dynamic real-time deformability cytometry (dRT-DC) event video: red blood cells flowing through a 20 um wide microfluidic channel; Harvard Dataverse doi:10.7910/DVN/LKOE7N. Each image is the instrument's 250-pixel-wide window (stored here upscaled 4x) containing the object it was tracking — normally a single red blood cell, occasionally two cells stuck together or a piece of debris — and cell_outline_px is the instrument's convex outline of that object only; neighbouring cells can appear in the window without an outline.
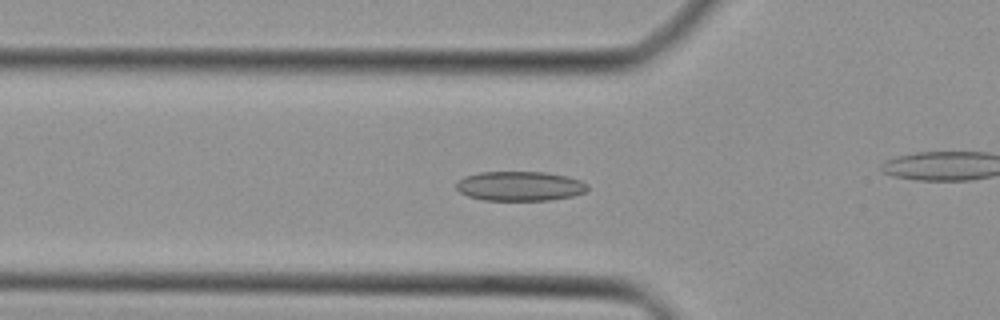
{"species": "Egyptian fruit bat (a non-hibernating species)", "species_latin": "Rousettus aegyptiacus", "temperature_condition": "cold", "stored_images_in_passage": 36, "camera_frame_rate_fps": 3000, "um_per_image_px": 0.085, "animal": {"sex": "female"}, "frame": {"image": 1, "passage_image": 15, "time_ms": 4.667, "image_size_px": [1000, 320], "cell_outline_px": [[588, 192], [572, 196], [548, 200], [484, 200], [468, 196], [460, 192], [456, 188], [456, 180], [464, 176], [480, 172], [544, 172], [568, 176], [580, 180], [588, 184]], "centroid_in_image_um": [44.19, 15.81], "position_along_channel_um": 81.6, "area_um2": 22.77}}
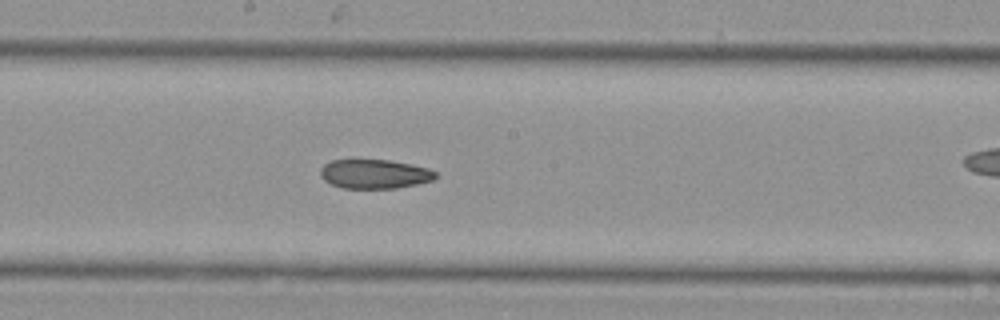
{"frame": {"image": 2, "passage_image": 24, "time_ms": 7.667, "image_size_px": [1000, 320], "cell_outline_px": [[436, 176], [432, 180], [416, 184], [396, 188], [340, 188], [324, 180], [320, 176], [320, 168], [324, 164], [332, 160], [352, 156], [392, 160], [412, 164], [428, 168], [436, 172]], "centroid_in_image_um": [31.76, 14.73], "position_along_channel_um": 216.4, "area_um2": 20.46}}
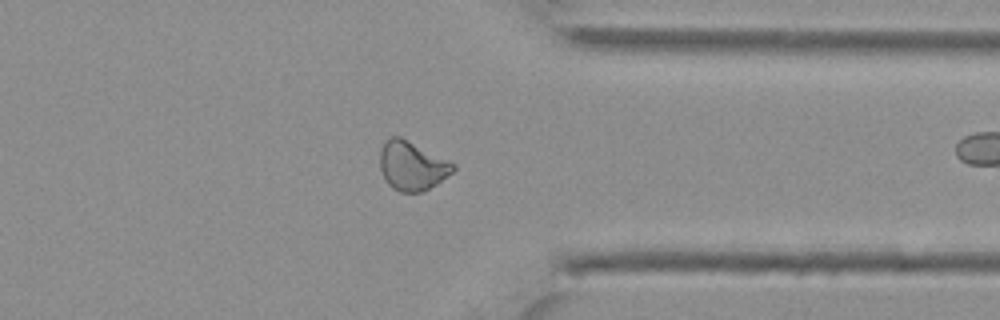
{"frame": {"image": 3, "passage_image": 35, "time_ms": 11.333, "image_size_px": [1000, 320], "cell_outline_px": [[456, 168], [452, 172], [436, 184], [424, 192], [400, 192], [392, 188], [388, 184], [380, 168], [380, 148], [388, 136], [400, 136], [456, 164]], "centroid_in_image_um": [35.0, 14.09], "position_along_channel_um": 376.4, "area_um2": 20.92}}